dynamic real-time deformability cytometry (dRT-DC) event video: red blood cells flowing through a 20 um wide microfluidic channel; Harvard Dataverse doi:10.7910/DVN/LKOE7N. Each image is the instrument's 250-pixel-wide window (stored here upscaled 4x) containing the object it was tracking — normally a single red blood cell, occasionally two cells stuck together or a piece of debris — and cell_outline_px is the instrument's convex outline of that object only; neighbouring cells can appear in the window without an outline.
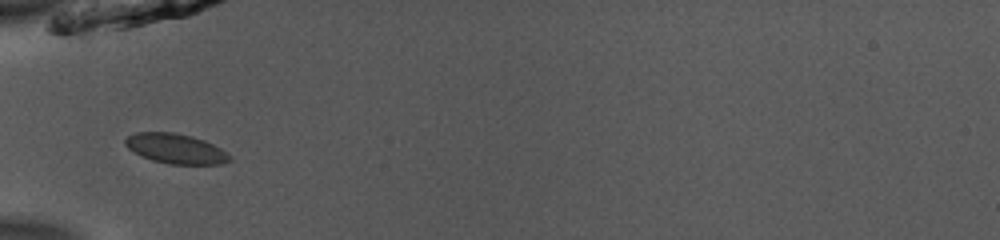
{"species": "common noctule bat (a hibernating species)", "species_latin": "Nyctalus noctula", "temperature_condition": "room temperature", "stored_images_in_passage": 34, "camera_frame_rate_fps": 3000, "um_per_image_px": 0.085, "animal": {"sex": "male", "body_mass_g": 13.0, "forearm_length_mm": 53.1}, "frame": {"image": 1, "passage_image": 1, "time_ms": 0.0, "image_size_px": [1000, 240], "cell_outline_px": [[232, 160], [220, 164], [168, 164], [152, 160], [128, 148], [124, 144], [124, 140], [128, 136], [136, 132], [172, 132], [192, 136], [204, 140], [220, 148], [232, 156]], "centroid_in_image_um": [14.95, 12.63], "position_along_channel_um": 70.0, "area_um2": 18.09}}
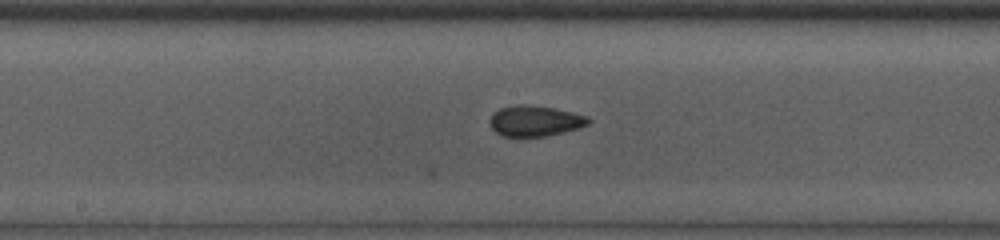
{"frame": {"image": 2, "passage_image": 11, "time_ms": 3.333, "image_size_px": [1000, 240], "cell_outline_px": [[592, 120], [588, 124], [580, 128], [544, 136], [500, 136], [492, 128], [488, 120], [492, 112], [500, 108], [520, 104], [524, 104], [552, 108], [572, 112], [588, 116]], "centroid_in_image_um": [45.45, 10.27], "position_along_channel_um": 202.7, "area_um2": 17.63}}
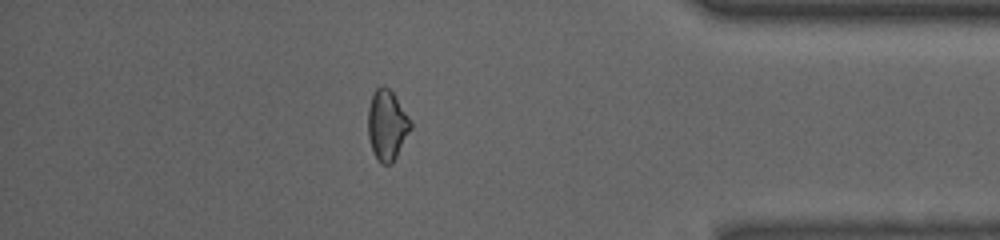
{"frame": {"image": 3, "passage_image": 28, "time_ms": 9.0, "image_size_px": [1000, 240], "cell_outline_px": [[412, 128], [392, 164], [380, 164], [372, 152], [368, 136], [368, 108], [372, 96], [376, 88], [384, 84], [392, 92], [408, 116], [412, 124]], "centroid_in_image_um": [32.88, 10.66], "position_along_channel_um": 402.3, "area_um2": 17.46}}